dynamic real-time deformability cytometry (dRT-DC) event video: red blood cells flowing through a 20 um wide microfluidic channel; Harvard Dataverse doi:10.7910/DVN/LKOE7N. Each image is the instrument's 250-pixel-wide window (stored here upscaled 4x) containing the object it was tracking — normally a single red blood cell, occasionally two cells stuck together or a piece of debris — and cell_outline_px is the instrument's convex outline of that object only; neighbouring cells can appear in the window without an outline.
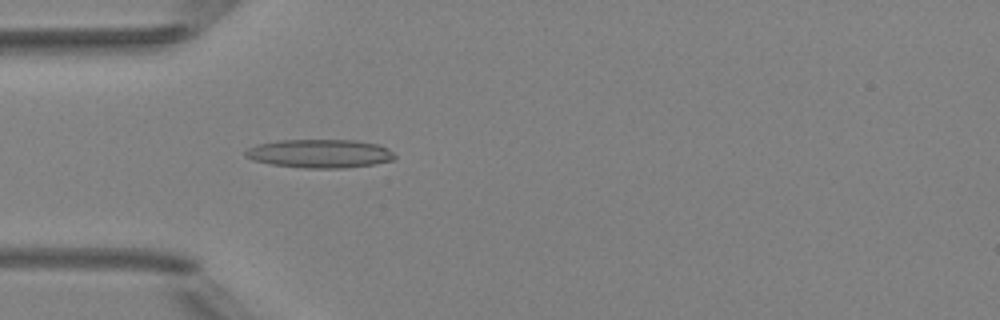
{"species": "Egyptian fruit bat (a non-hibernating species)", "species_latin": "Rousettus aegyptiacus", "temperature_condition": "room temperature", "stored_images_in_passage": 2, "camera_frame_rate_fps": 3000, "um_per_image_px": 0.085, "animal": {"sex": "female"}, "frame": {"image": 1, "passage_image": 2, "time_ms": 2.0, "image_size_px": [1000, 320], "cell_outline_px": [[396, 160], [372, 164], [344, 168], [304, 168], [272, 164], [252, 160], [244, 156], [244, 152], [248, 148], [260, 144], [280, 140], [356, 140], [376, 144], [388, 148], [396, 156]], "centroid_in_image_um": [27.2, 13.05], "position_along_channel_um": 57.8, "area_um2": 24.8}}